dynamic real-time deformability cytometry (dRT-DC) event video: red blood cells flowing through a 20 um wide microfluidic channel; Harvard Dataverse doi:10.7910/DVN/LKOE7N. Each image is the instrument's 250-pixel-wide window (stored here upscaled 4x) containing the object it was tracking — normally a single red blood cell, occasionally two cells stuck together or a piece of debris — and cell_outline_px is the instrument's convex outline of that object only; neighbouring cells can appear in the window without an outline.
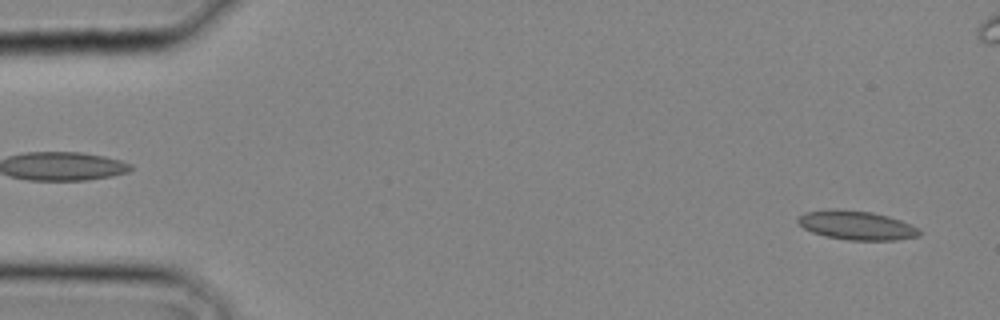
{"species": "common noctule bat (a hibernating species)", "species_latin": "Nyctalus noctula", "temperature_condition": "cold", "stored_images_in_passage": 13, "camera_frame_rate_fps": 3000, "um_per_image_px": 0.085, "animal": {"sex": "male", "body_mass_g": 20.4}, "frame": {"image": 1, "passage_image": 1, "time_ms": 0.0, "image_size_px": [1000, 320], "cell_outline_px": [[920, 236], [896, 240], [848, 240], [824, 236], [812, 232], [804, 228], [796, 220], [796, 216], [804, 212], [872, 212], [888, 216], [912, 224], [920, 232]], "centroid_in_image_um": [72.85, 19.2], "position_along_channel_um": 12.2, "area_um2": 19.71}}